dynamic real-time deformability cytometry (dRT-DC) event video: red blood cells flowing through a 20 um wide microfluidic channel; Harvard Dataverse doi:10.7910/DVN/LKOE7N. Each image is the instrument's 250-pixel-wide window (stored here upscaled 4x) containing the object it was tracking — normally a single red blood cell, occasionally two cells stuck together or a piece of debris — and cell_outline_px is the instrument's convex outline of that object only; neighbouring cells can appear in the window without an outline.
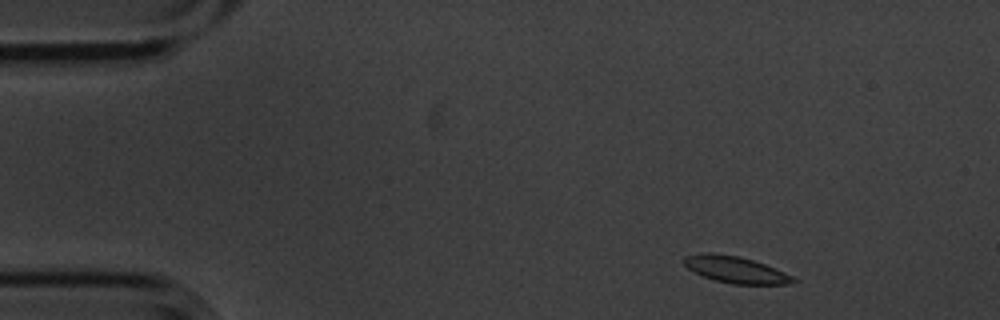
{"species": "common noctule bat (a hibernating species)", "species_latin": "Nyctalus noctula", "temperature_condition": "cold", "stored_images_in_passage": 3, "camera_frame_rate_fps": 3000, "um_per_image_px": 0.085, "animal": {"sex": "male", "body_mass_g": 20.1, "forearm_length_mm": 53.5}, "frame": {"image": 1, "passage_image": 1, "time_ms": 0.0, "image_size_px": [1000, 320], "cell_outline_px": [[800, 280], [796, 284], [732, 284], [712, 280], [688, 268], [684, 264], [684, 256], [700, 252], [712, 252], [740, 256], [764, 264], [784, 272]], "centroid_in_image_um": [62.54, 22.92], "position_along_channel_um": 22.5, "area_um2": 17.11}}